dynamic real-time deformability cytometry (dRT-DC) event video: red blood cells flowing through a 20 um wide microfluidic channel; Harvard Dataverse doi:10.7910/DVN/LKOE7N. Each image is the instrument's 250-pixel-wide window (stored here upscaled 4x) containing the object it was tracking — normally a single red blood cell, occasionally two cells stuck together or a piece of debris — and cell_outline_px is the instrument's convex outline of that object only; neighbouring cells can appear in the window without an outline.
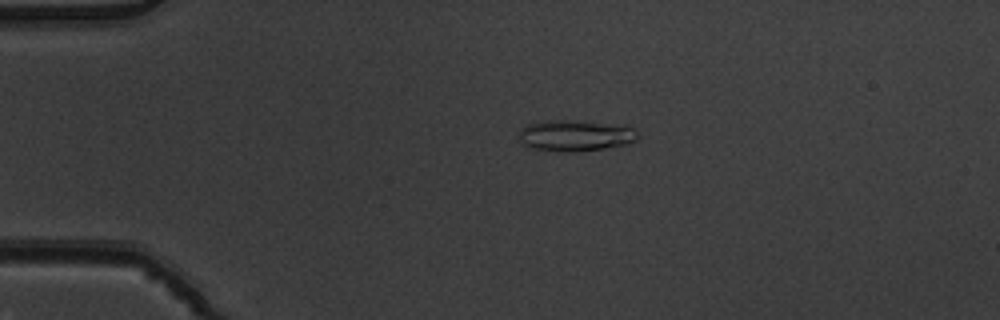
{"species": "common noctule bat (a hibernating species)", "species_latin": "Nyctalus noctula", "temperature_condition": "warm", "stored_images_in_passage": 6, "camera_frame_rate_fps": 3000, "um_per_image_px": 0.085, "animal": {"sex": "male", "body_mass_g": 19.5, "forearm_length_mm": 54.6}, "frame": {"image": 1, "passage_image": 4, "time_ms": 1.0, "image_size_px": [1000, 320], "cell_outline_px": [[636, 140], [628, 144], [604, 148], [572, 152], [560, 152], [532, 148], [520, 144], [520, 128], [528, 124], [548, 120], [564, 120], [624, 124], [632, 128], [636, 132]], "centroid_in_image_um": [48.89, 11.52], "position_along_channel_um": 36.1, "area_um2": 21.68}}
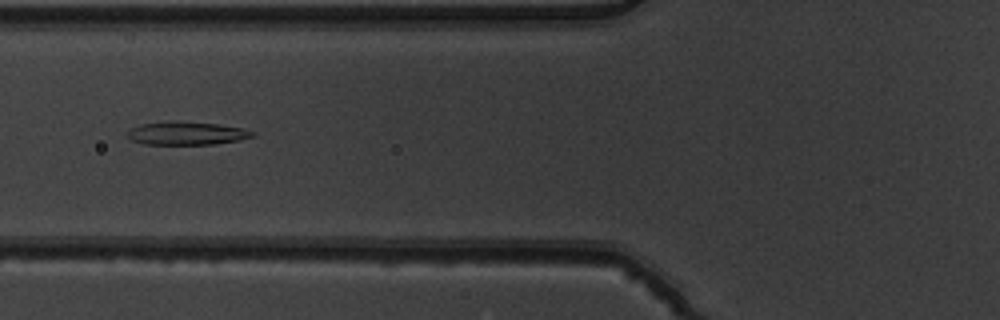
{"frame": {"image": 2, "passage_image": 6, "time_ms": 1.667, "image_size_px": [1000, 320], "cell_outline_px": [[256, 136], [240, 140], [216, 144], [144, 144], [132, 140], [124, 132], [140, 124], [216, 124], [244, 128], [256, 132]], "centroid_in_image_um": [15.94, 11.38], "position_along_channel_um": 109.9, "area_um2": 16.01}}